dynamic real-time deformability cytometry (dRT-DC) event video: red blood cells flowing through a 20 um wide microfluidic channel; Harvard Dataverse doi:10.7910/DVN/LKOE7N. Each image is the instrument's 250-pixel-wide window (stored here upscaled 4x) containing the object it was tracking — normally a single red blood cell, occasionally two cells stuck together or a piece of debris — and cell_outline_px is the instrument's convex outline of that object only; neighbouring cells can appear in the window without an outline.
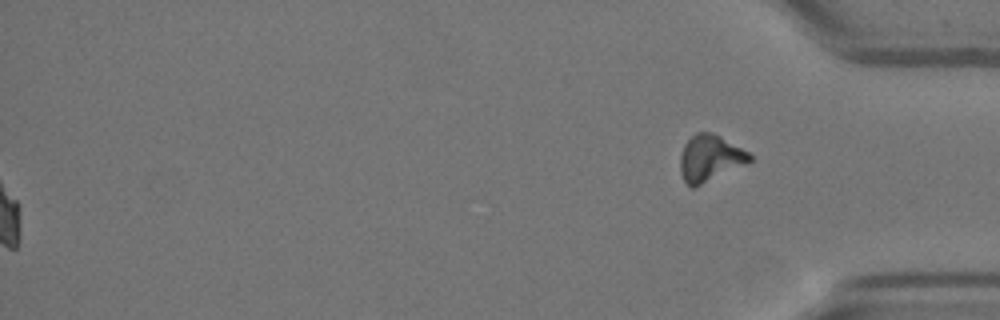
{"species": "Egyptian fruit bat (a non-hibernating species)", "species_latin": "Rousettus aegyptiacus", "temperature_condition": "warm", "stored_images_in_passage": 54, "segment_of_instrument_passage": [2, 2], "camera_frame_rate_fps": 3000, "um_per_image_px": 0.085, "animal": {"sex": "female"}, "frame": {"image": 1, "passage_image": 54, "time_ms": 17.667, "image_size_px": [1000, 320], "cell_outline_px": [[752, 160], [696, 188], [692, 188], [684, 180], [680, 172], [680, 156], [684, 144], [696, 132], [712, 132], [720, 136], [748, 152], [752, 156]], "centroid_in_image_um": [60.31, 13.46], "position_along_channel_um": 374.9, "area_um2": 18.67}}